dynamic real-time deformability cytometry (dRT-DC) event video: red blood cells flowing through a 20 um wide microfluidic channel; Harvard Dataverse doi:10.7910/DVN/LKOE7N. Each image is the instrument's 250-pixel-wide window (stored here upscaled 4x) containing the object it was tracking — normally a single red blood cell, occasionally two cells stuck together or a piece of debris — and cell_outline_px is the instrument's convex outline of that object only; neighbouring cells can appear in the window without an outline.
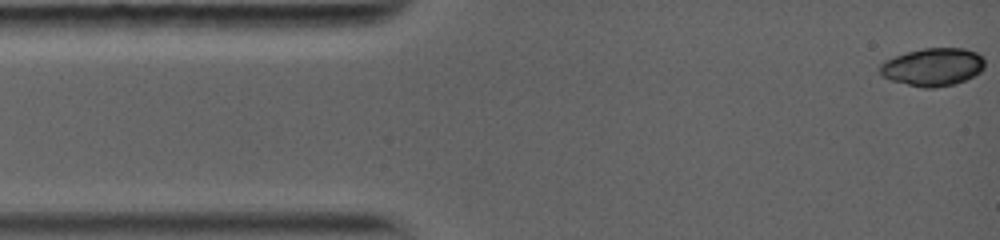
{"species": "common noctule bat (a hibernating species)", "species_latin": "Nyctalus noctula", "temperature_condition": "warm", "stored_images_in_passage": 27, "camera_frame_rate_fps": 5000, "um_per_image_px": 0.085, "animal": {"sex": "female", "body_mass_g": 19.0, "forearm_length_mm": 56.7}, "frame": {"image": 1, "passage_image": 1, "time_ms": 0.0, "image_size_px": [1000, 240], "cell_outline_px": [[984, 68], [980, 72], [956, 84], [936, 88], [924, 88], [892, 80], [880, 76], [880, 64], [884, 60], [908, 52], [924, 48], [964, 48], [976, 52], [984, 60]], "centroid_in_image_um": [79.28, 5.69], "position_along_channel_um": 5.7, "area_um2": 23.06}}
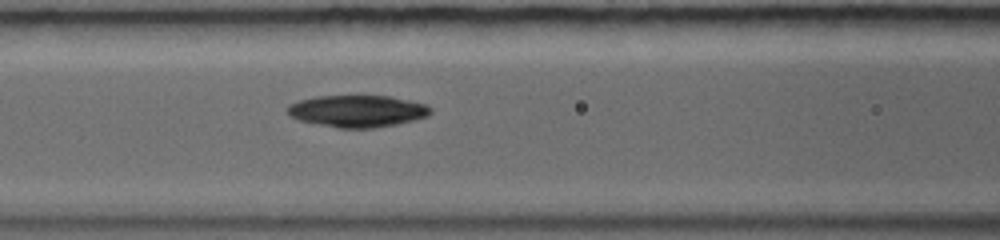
{"frame": {"image": 2, "passage_image": 9, "time_ms": 5.2, "image_size_px": [1000, 240], "cell_outline_px": [[432, 112], [428, 116], [396, 124], [372, 128], [336, 128], [300, 120], [288, 116], [284, 112], [288, 104], [300, 100], [316, 96], [392, 96], [428, 104], [432, 108]], "centroid_in_image_um": [30.36, 9.44], "position_along_channel_um": 136.2, "area_um2": 26.88}}
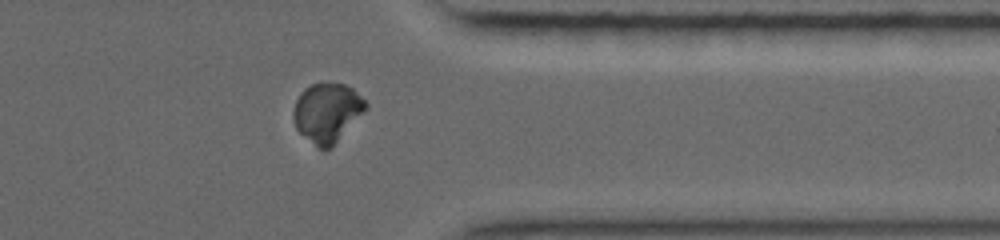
{"frame": {"image": 3, "passage_image": 20, "time_ms": 11.4, "image_size_px": [1000, 240], "cell_outline_px": [[368, 108], [332, 148], [316, 148], [296, 128], [292, 116], [292, 112], [296, 100], [300, 92], [304, 88], [312, 84], [344, 84], [352, 88], [368, 104]], "centroid_in_image_um": [27.8, 9.59], "position_along_channel_um": 383.6, "area_um2": 24.97}, "authors_computed_cell_mechanics": {"area_um2": 25.432, "velocity_mm_per_s": 4.0582, "shape_relaxation_time_tau1_ms": null, "shape_relaxation_time_tau2_ms": 5.7618, "deformation_change_tau1": null, "deformation_change_tau2": 0.0366}}